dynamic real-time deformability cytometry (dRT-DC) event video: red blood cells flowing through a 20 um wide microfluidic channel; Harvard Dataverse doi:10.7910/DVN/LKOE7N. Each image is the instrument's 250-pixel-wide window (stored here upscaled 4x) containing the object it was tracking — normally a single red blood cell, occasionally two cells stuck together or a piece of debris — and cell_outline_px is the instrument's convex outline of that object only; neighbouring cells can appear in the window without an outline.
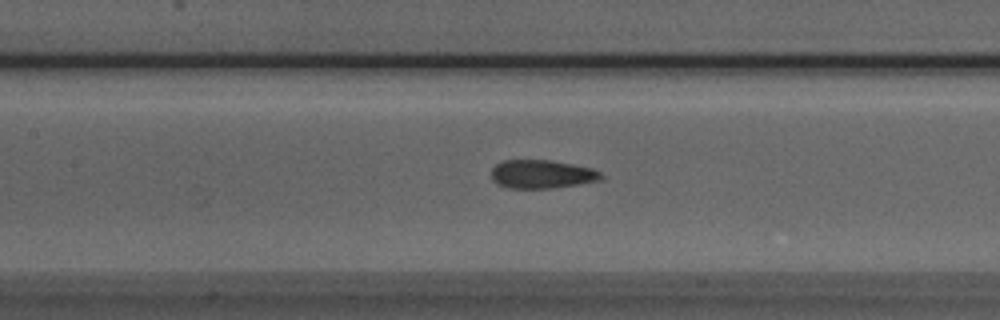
{"species": "Egyptian fruit bat (a non-hibernating species)", "species_latin": "Rousettus aegyptiacus", "temperature_condition": "room temperature", "stored_images_in_passage": 47, "camera_frame_rate_fps": 3000, "um_per_image_px": 0.085, "animal": {"sex": "male"}, "frame": {"image": 1, "passage_image": 23, "time_ms": 7.333, "image_size_px": [1000, 320], "cell_outline_px": [[604, 180], [552, 188], [508, 188], [496, 184], [492, 180], [492, 168], [496, 164], [504, 160], [552, 160], [592, 168], [600, 172], [604, 176]], "centroid_in_image_um": [46.07, 14.81], "position_along_channel_um": 161.3, "area_um2": 18.38}}
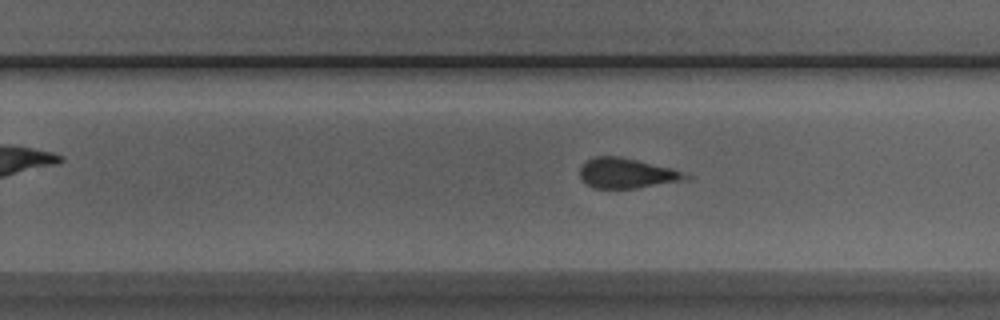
{"frame": {"image": 2, "passage_image": 32, "time_ms": 10.333, "image_size_px": [1000, 320], "cell_outline_px": [[692, 180], [636, 188], [596, 188], [584, 184], [580, 176], [580, 168], [588, 160], [596, 156], [616, 156], [636, 160], [672, 168], [692, 176]], "centroid_in_image_um": [53.33, 14.74], "position_along_channel_um": 276.5, "area_um2": 18.61}}
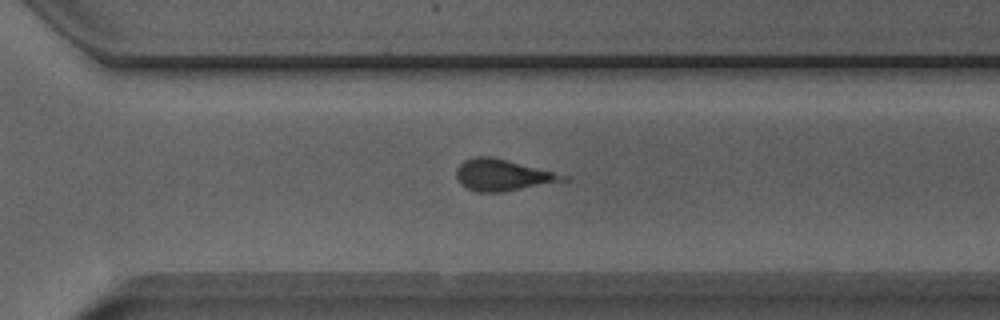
{"frame": {"image": 3, "passage_image": 36, "time_ms": 11.667, "image_size_px": [1000, 320], "cell_outline_px": [[572, 176], [568, 180], [504, 192], [476, 192], [460, 184], [456, 176], [456, 168], [464, 160], [476, 156], [492, 156]], "centroid_in_image_um": [42.75, 14.88], "position_along_channel_um": 327.9, "area_um2": 19.77}}